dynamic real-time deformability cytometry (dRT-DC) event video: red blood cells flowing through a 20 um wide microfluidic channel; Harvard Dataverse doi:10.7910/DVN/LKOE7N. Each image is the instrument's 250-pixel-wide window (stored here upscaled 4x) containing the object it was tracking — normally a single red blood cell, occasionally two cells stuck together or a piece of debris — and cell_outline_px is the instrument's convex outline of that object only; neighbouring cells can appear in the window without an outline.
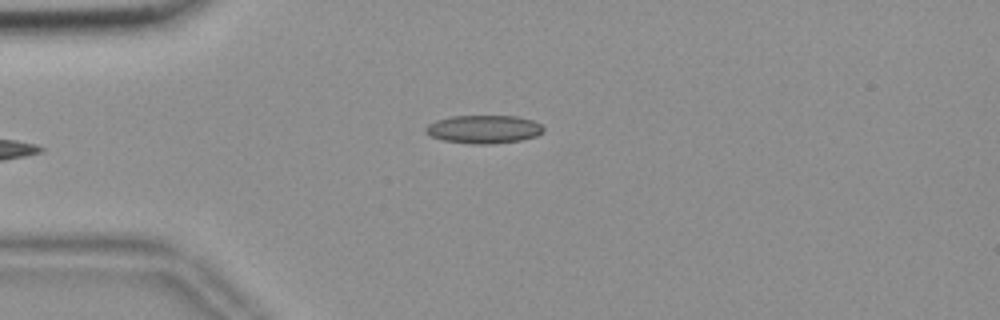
{"species": "common noctule bat (a hibernating species)", "species_latin": "Nyctalus noctula", "temperature_condition": "room temperature", "stored_images_in_passage": 35, "camera_frame_rate_fps": 3000, "um_per_image_px": 0.085, "animal": {"sex": "female", "body_mass_g": 18.4}, "frame": {"image": 1, "passage_image": 2, "time_ms": 0.333, "image_size_px": [1000, 320], "cell_outline_px": [[544, 132], [536, 136], [520, 140], [492, 144], [472, 144], [444, 140], [432, 136], [424, 132], [424, 128], [428, 124], [436, 120], [452, 116], [516, 116], [532, 120], [540, 124], [544, 128]], "centroid_in_image_um": [41.12, 10.98], "position_along_channel_um": 43.9, "area_um2": 19.36}}
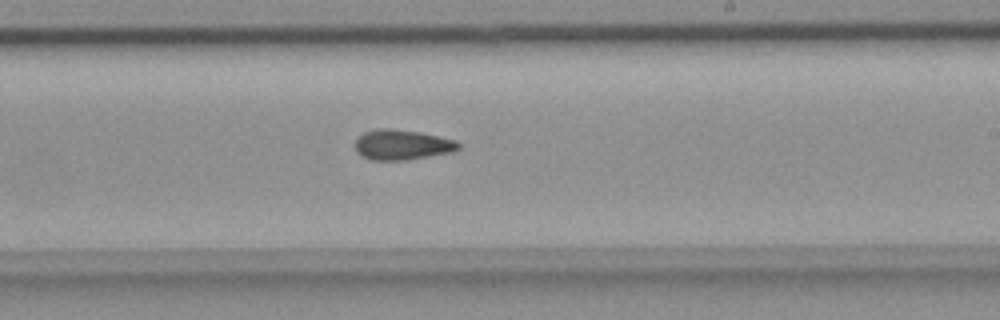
{"frame": {"image": 2, "passage_image": 21, "time_ms": 6.667, "image_size_px": [1000, 320], "cell_outline_px": [[460, 148], [452, 152], [408, 160], [368, 160], [356, 152], [356, 140], [364, 132], [380, 128], [392, 128], [420, 132], [456, 140], [460, 144]], "centroid_in_image_um": [34.18, 12.31], "position_along_channel_um": 254.8, "area_um2": 18.26}}
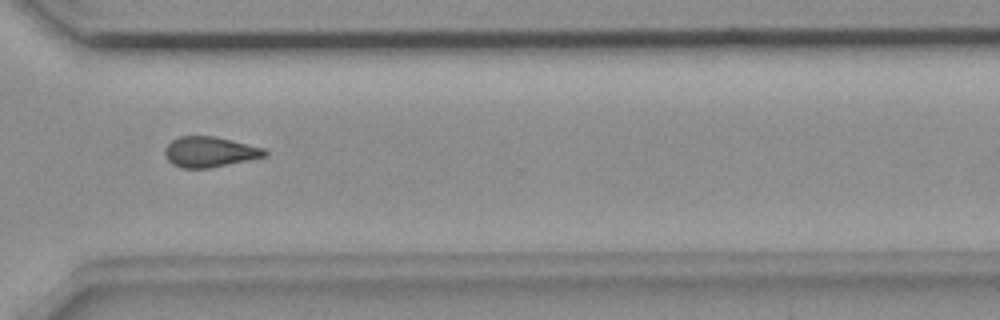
{"frame": {"image": 3, "passage_image": 29, "time_ms": 9.333, "image_size_px": [1000, 320], "cell_outline_px": [[268, 156], [208, 168], [184, 168], [172, 164], [168, 160], [164, 152], [164, 148], [172, 140], [180, 136], [212, 136], [232, 140], [264, 148], [268, 152]], "centroid_in_image_um": [17.83, 12.91], "position_along_channel_um": 352.8, "area_um2": 17.63}, "authors_computed_cell_mechanics": {"area_um2": 17.8602, "velocity_mm_per_s": 3.6506, "shape_relaxation_time_tau1_ms": null, "shape_relaxation_time_tau2_ms": 4.8473, "deformation_change_tau1": null, "deformation_change_tau2": 0.1297}}